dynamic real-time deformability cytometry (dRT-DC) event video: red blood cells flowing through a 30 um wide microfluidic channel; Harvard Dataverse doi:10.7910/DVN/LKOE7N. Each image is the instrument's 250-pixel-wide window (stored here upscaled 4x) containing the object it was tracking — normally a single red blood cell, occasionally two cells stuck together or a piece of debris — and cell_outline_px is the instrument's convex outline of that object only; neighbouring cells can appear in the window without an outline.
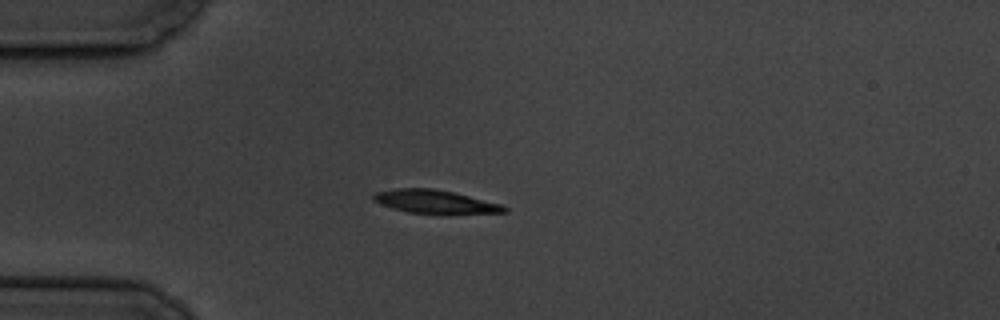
{"species": "common noctule bat (a hibernating species)", "species_latin": "Nyctalus noctula", "temperature_condition": "cold", "stored_images_in_passage": 8, "camera_frame_rate_fps": 3000, "um_per_image_px": 0.085, "animal": {"sex": "male", "body_mass_g": 19.5, "forearm_length_mm": 54.6}, "frame": {"image": 1, "passage_image": 5, "time_ms": 4.667, "image_size_px": [1000, 320], "cell_outline_px": [[508, 212], [440, 216], [408, 212], [392, 208], [372, 200], [372, 192], [396, 188], [432, 188], [452, 192], [504, 204], [508, 208]], "centroid_in_image_um": [37.03, 17.18], "position_along_channel_um": 48.0, "area_um2": 18.73}}
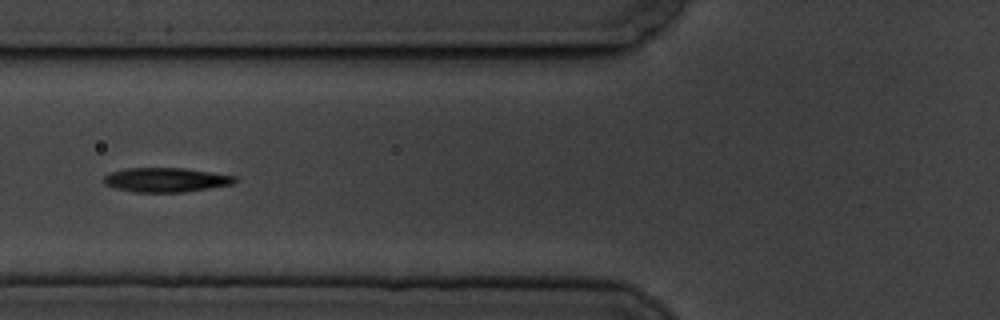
{"frame": {"image": 2, "passage_image": 7, "time_ms": 7.0, "image_size_px": [1000, 320], "cell_outline_px": [[236, 180], [232, 184], [184, 192], [136, 192], [116, 188], [104, 184], [104, 176], [112, 172], [128, 168], [184, 168], [236, 176]], "centroid_in_image_um": [14.1, 15.29], "position_along_channel_um": 111.7, "area_um2": 18.32}}
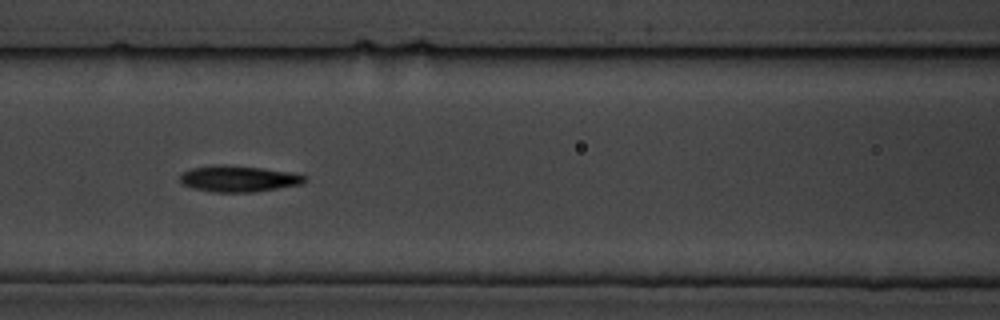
{"frame": {"image": 3, "passage_image": 8, "time_ms": 8.0, "image_size_px": [1000, 320], "cell_outline_px": [[308, 176], [304, 184], [252, 192], [212, 192], [192, 188], [184, 184], [180, 180], [180, 172], [192, 168], [212, 164], [224, 164], [264, 168], [296, 172]], "centroid_in_image_um": [20.31, 15.17], "position_along_channel_um": 146.3, "area_um2": 19.48}}